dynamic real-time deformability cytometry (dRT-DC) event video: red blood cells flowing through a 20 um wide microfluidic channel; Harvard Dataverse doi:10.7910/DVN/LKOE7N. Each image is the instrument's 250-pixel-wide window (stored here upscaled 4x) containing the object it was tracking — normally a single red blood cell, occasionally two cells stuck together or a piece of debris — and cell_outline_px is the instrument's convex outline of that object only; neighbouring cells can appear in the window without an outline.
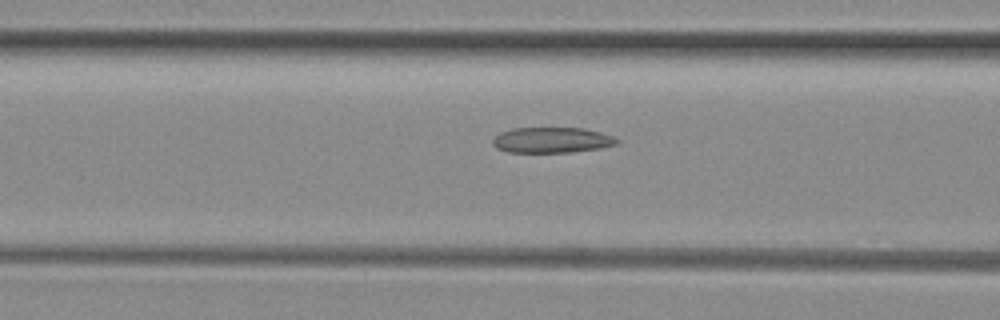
{"species": "common noctule bat (a hibernating species)", "species_latin": "Nyctalus noctula", "temperature_condition": "room temperature", "stored_images_in_passage": 36, "camera_frame_rate_fps": 3000, "um_per_image_px": 0.085, "animal": {"sex": "female", "body_mass_g": 29.2, "forearm_length_mm": 56.3}, "frame": {"image": 1, "passage_image": 5, "time_ms": 1.333, "image_size_px": [1000, 320], "cell_outline_px": [[620, 144], [600, 148], [572, 152], [508, 152], [496, 148], [492, 144], [492, 140], [500, 132], [512, 128], [584, 128], [600, 132], [612, 136], [620, 140]], "centroid_in_image_um": [46.92, 11.9], "position_along_channel_um": 119.7, "area_um2": 18.61}}
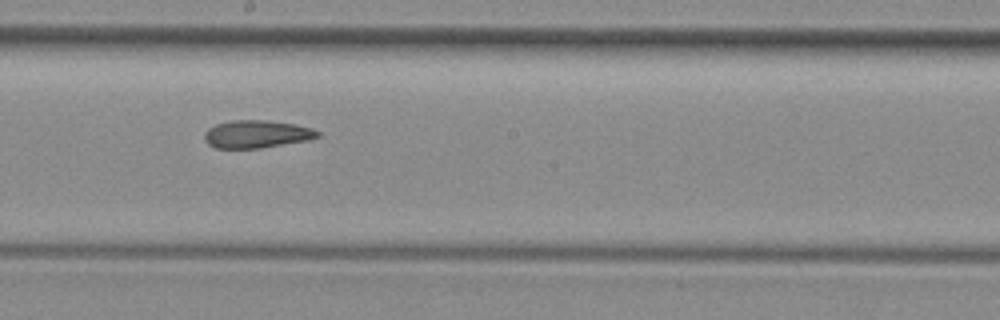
{"frame": {"image": 2, "passage_image": 13, "time_ms": 4.0, "image_size_px": [1000, 320], "cell_outline_px": [[320, 136], [308, 140], [260, 148], [216, 148], [208, 144], [204, 140], [204, 132], [208, 128], [216, 124], [232, 120], [264, 120], [292, 124], [312, 128], [320, 132]], "centroid_in_image_um": [21.79, 11.4], "position_along_channel_um": 226.4, "area_um2": 18.21}}
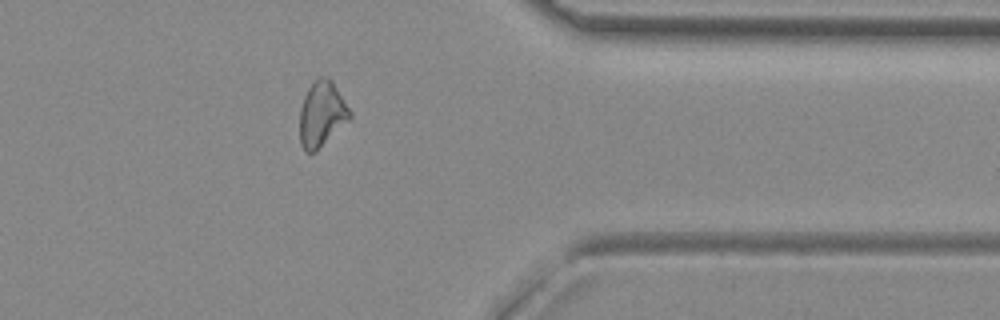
{"frame": {"image": 3, "passage_image": 26, "time_ms": 8.333, "image_size_px": [1000, 320], "cell_outline_px": [[352, 116], [316, 152], [304, 152], [300, 144], [300, 108], [304, 96], [312, 80], [320, 76], [328, 76], [332, 80], [352, 112]], "centroid_in_image_um": [27.34, 9.67], "position_along_channel_um": 384.1, "area_um2": 19.25}, "authors_computed_cell_mechanics": {"area_um2": 18.9006, "velocity_mm_per_s": 4.0046, "shape_relaxation_time_tau1_ms": null, "shape_relaxation_time_tau2_ms": 5.1007, "deformation_change_tau1": null, "deformation_change_tau2": 0.1303}}